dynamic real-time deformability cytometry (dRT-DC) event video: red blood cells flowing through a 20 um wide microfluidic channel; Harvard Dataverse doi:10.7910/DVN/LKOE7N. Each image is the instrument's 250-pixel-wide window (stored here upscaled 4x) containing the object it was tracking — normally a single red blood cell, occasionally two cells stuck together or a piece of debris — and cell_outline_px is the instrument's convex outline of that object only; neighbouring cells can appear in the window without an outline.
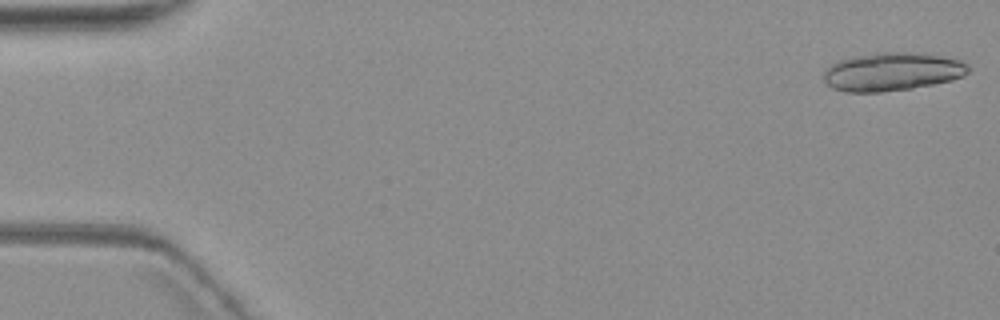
{"species": "common noctule bat (a hibernating species)", "species_latin": "Nyctalus noctula", "temperature_condition": "warm", "stored_images_in_passage": 8, "segment_of_instrument_passage": [1, 2], "camera_frame_rate_fps": 3000, "um_per_image_px": 0.085, "animal": {"sex": "female", "body_mass_g": 19.3, "forearm_length_mm": 54.1}, "frame": {"image": 1, "passage_image": 1, "time_ms": 0.0, "image_size_px": [1000, 320], "cell_outline_px": [[968, 72], [964, 76], [952, 80], [912, 88], [880, 92], [844, 92], [832, 88], [824, 80], [824, 72], [832, 64], [840, 60], [876, 52], [912, 52], [940, 56], [960, 60], [968, 64]], "centroid_in_image_um": [75.84, 6.1], "position_along_channel_um": 9.2, "area_um2": 32.08}}